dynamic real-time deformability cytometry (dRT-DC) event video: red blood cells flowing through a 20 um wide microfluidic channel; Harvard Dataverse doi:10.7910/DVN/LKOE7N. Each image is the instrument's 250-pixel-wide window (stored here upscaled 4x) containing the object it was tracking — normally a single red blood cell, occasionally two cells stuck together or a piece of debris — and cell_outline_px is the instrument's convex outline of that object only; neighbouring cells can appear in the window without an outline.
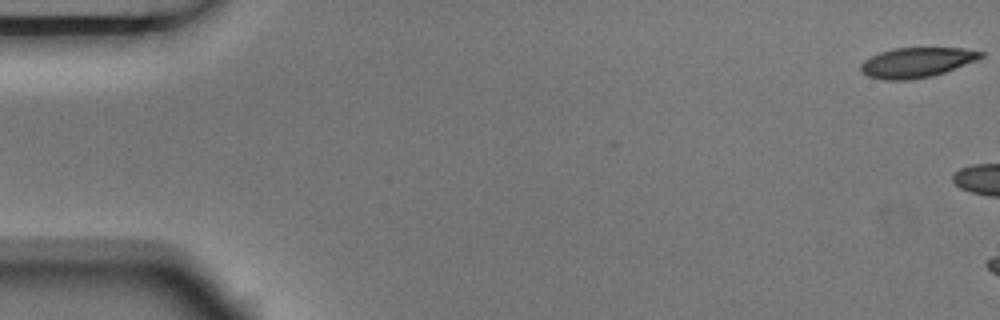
{"species": "Egyptian fruit bat (a non-hibernating species)", "species_latin": "Rousettus aegyptiacus", "temperature_condition": "room temperature", "stored_images_in_passage": 7, "camera_frame_rate_fps": 3000, "um_per_image_px": 0.085, "animal": {"sex": "male"}, "frame": {"image": 1, "passage_image": 1, "time_ms": 0.0, "image_size_px": [1000, 320], "cell_outline_px": [[984, 56], [980, 60], [932, 76], [912, 80], [884, 80], [868, 76], [860, 68], [860, 64], [864, 60], [880, 52], [896, 48], [964, 48], [984, 52]], "centroid_in_image_um": [77.97, 5.31], "position_along_channel_um": 7.0, "area_um2": 21.04}}